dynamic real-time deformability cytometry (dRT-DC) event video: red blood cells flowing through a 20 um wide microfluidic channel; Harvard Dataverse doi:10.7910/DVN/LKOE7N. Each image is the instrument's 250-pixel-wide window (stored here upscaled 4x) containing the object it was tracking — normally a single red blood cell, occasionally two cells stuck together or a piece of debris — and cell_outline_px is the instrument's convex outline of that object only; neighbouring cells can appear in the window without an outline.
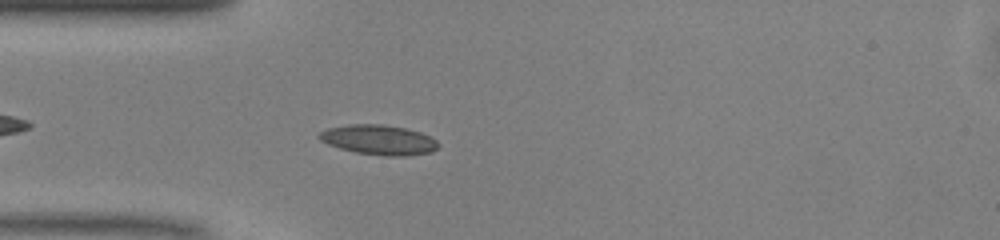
{"species": "common noctule bat (a hibernating species)", "species_latin": "Nyctalus noctula", "temperature_condition": "warm", "stored_images_in_passage": 11, "camera_frame_rate_fps": 3000, "um_per_image_px": 0.085, "animal": {"sex": "male", "body_mass_g": 13.0, "forearm_length_mm": 53.1}, "frame": {"image": 1, "passage_image": 5, "time_ms": 1.333, "image_size_px": [1000, 240], "cell_outline_px": [[440, 144], [432, 152], [404, 156], [384, 156], [356, 152], [340, 148], [328, 144], [320, 140], [316, 136], [320, 132], [328, 128], [348, 124], [384, 124], [408, 128], [432, 136]], "centroid_in_image_um": [32.22, 11.87], "position_along_channel_um": 52.8, "area_um2": 20.92}}
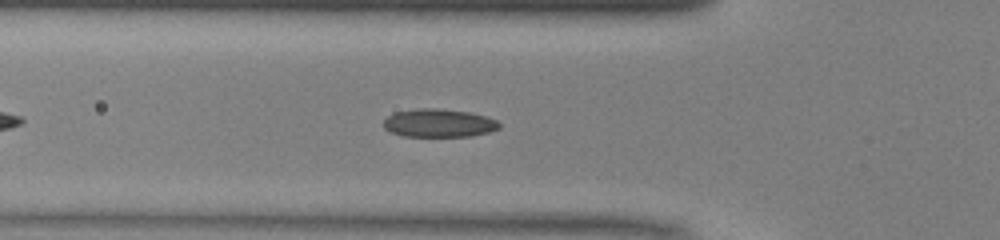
{"frame": {"image": 2, "passage_image": 8, "time_ms": 2.333, "image_size_px": [1000, 240], "cell_outline_px": [[500, 128], [488, 132], [472, 136], [404, 136], [388, 132], [384, 128], [384, 120], [388, 116], [396, 112], [416, 108], [436, 108], [468, 112], [484, 116], [496, 120], [500, 124]], "centroid_in_image_um": [37.27, 10.46], "position_along_channel_um": 88.5, "area_um2": 18.96}}